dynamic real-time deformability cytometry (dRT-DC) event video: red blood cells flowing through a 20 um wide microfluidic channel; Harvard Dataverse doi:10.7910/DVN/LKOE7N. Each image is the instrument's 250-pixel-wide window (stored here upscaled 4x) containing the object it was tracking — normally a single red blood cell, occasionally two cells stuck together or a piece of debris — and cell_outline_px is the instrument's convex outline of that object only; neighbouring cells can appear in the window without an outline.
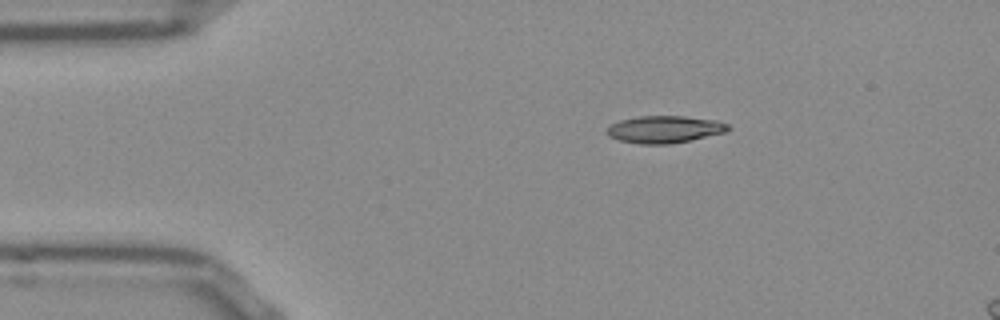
{"species": "Egyptian fruit bat (a non-hibernating species)", "species_latin": "Rousettus aegyptiacus", "temperature_condition": "room temperature", "stored_images_in_passage": 8, "camera_frame_rate_fps": 3000, "um_per_image_px": 0.085, "frame": {"image": 1, "passage_image": 1, "time_ms": 0.0, "image_size_px": [1000, 320], "cell_outline_px": [[732, 128], [724, 132], [688, 140], [668, 144], [640, 144], [620, 140], [608, 136], [604, 132], [612, 124], [620, 120], [640, 116], [684, 116], [716, 120], [728, 124]], "centroid_in_image_um": [56.46, 10.99], "position_along_channel_um": 28.5, "area_um2": 19.02}}